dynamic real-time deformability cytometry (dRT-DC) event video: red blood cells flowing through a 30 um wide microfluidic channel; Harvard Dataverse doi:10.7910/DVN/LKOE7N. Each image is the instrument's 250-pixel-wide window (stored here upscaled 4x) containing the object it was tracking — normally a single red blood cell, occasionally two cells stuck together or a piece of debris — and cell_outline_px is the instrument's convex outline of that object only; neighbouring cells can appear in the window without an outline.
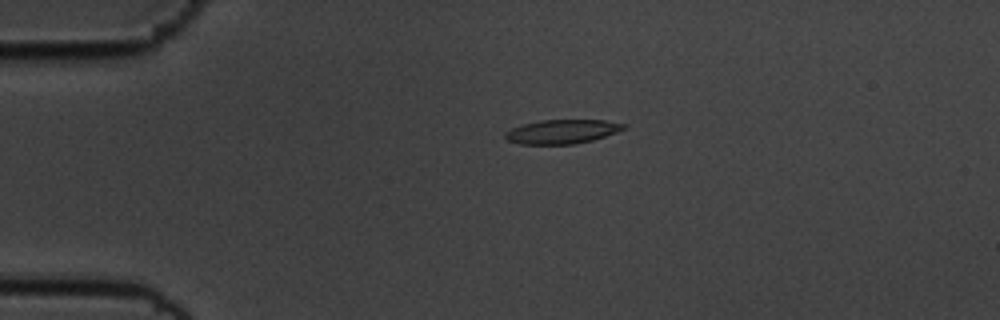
{"species": "common noctule bat (a hibernating species)", "species_latin": "Nyctalus noctula", "temperature_condition": "cold", "stored_images_in_passage": 49, "camera_frame_rate_fps": 3000, "um_per_image_px": 0.085, "animal": {"sex": "male", "body_mass_g": 19.5, "forearm_length_mm": 54.6}, "frame": {"image": 1, "passage_image": 5, "time_ms": 1.333, "image_size_px": [1000, 320], "cell_outline_px": [[628, 128], [592, 140], [572, 144], [520, 144], [508, 140], [504, 136], [504, 132], [512, 128], [524, 124], [540, 120], [604, 120], [628, 124]], "centroid_in_image_um": [47.8, 11.18], "position_along_channel_um": 37.2, "area_um2": 16.59}}
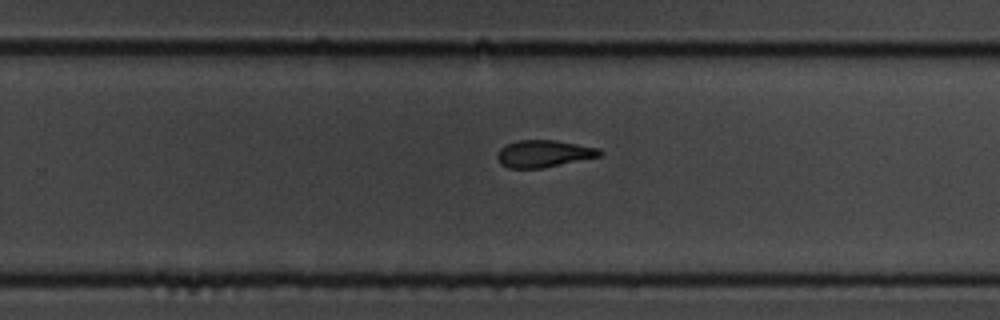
{"frame": {"image": 2, "passage_image": 29, "time_ms": 9.333, "image_size_px": [1000, 320], "cell_outline_px": [[604, 152], [600, 156], [540, 168], [508, 168], [500, 164], [496, 160], [496, 152], [500, 148], [508, 144], [520, 140], [556, 140], [600, 148]], "centroid_in_image_um": [46.19, 13.06], "position_along_channel_um": 283.6, "area_um2": 16.18}}
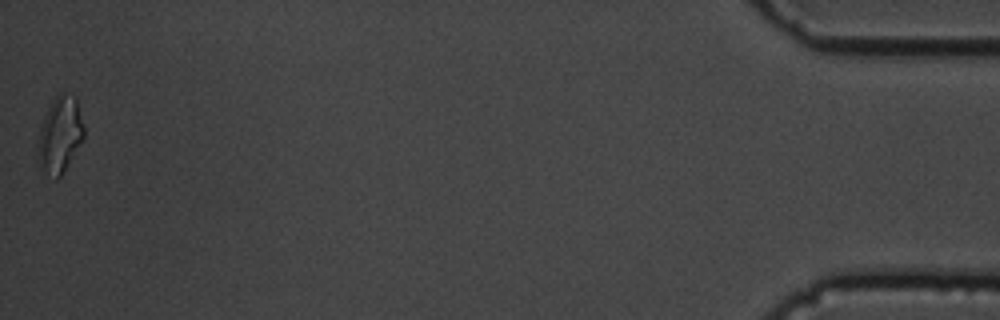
{"frame": {"image": 3, "passage_image": 49, "time_ms": 16.0, "image_size_px": [1000, 320], "cell_outline_px": [[84, 136], [64, 172], [56, 180], [44, 172], [40, 156], [40, 128], [44, 116], [52, 100], [60, 92], [64, 92], [76, 96], [84, 124]], "centroid_in_image_um": [5.15, 11.39], "position_along_channel_um": 430.1, "area_um2": 19.94}, "authors_computed_cell_mechanics": {"area_um2": 16.8776, "velocity_mm_per_s": 3.5405, "shape_relaxation_time_tau1_ms": 5.876, "shape_relaxation_time_tau2_ms": 6.9179, "deformation_change_tau1": 0.1523, "deformation_change_tau2": 0.1414}}